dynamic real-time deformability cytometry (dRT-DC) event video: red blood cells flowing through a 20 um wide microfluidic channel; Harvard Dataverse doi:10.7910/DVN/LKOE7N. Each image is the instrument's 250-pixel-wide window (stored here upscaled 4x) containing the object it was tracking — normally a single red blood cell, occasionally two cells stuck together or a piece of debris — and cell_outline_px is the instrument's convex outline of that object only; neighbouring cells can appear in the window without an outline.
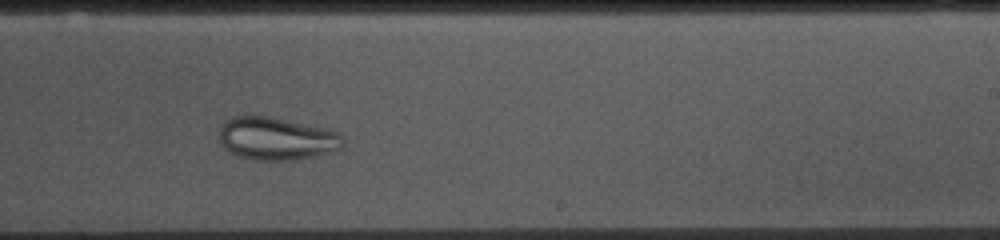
{"species": "common noctule bat (a hibernating species)", "species_latin": "Nyctalus noctula", "temperature_condition": "cold", "stored_images_in_passage": 42, "camera_frame_rate_fps": 3000, "um_per_image_px": 0.085, "animal": {"sex": "female", "body_mass_g": 10.0, "forearm_length_mm": 53.1}, "frame": {"image": 1, "passage_image": 28, "time_ms": 9.0, "image_size_px": [1000, 240], "cell_outline_px": [[344, 144], [336, 152], [292, 160], [252, 160], [240, 156], [232, 152], [220, 140], [220, 128], [232, 116], [268, 116], [324, 128], [340, 132], [344, 140]], "centroid_in_image_um": [23.58, 11.79], "position_along_channel_um": 265.4, "area_um2": 30.58}}
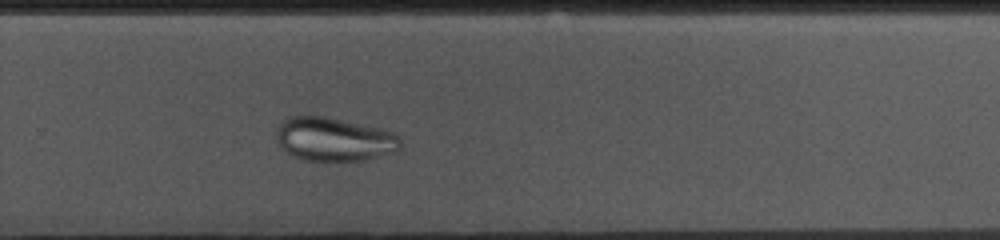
{"frame": {"image": 2, "passage_image": 31, "time_ms": 10.0, "image_size_px": [1000, 240], "cell_outline_px": [[400, 148], [396, 152], [364, 160], [328, 164], [304, 160], [288, 152], [276, 140], [276, 132], [280, 124], [288, 116], [324, 116], [380, 128], [392, 132], [400, 140]], "centroid_in_image_um": [28.4, 11.88], "position_along_channel_um": 301.4, "area_um2": 32.02}}
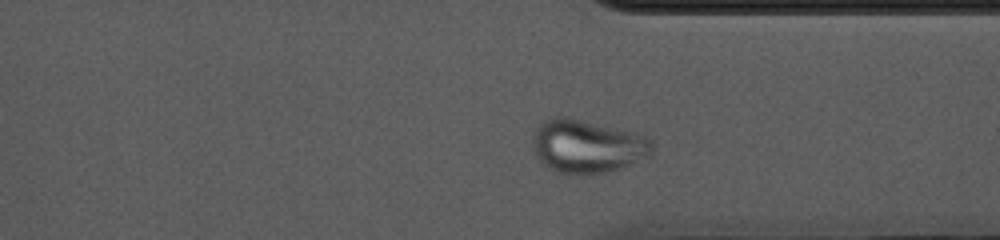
{"frame": {"image": 3, "passage_image": 36, "time_ms": 11.667, "image_size_px": [1000, 240], "cell_outline_px": [[652, 156], [620, 168], [608, 172], [576, 176], [572, 176], [556, 172], [548, 168], [536, 156], [532, 148], [532, 136], [536, 128], [544, 120], [556, 116], [560, 116], [616, 128], [648, 136], [652, 144]], "centroid_in_image_um": [49.89, 12.47], "position_along_channel_um": 361.5, "area_um2": 37.4}}